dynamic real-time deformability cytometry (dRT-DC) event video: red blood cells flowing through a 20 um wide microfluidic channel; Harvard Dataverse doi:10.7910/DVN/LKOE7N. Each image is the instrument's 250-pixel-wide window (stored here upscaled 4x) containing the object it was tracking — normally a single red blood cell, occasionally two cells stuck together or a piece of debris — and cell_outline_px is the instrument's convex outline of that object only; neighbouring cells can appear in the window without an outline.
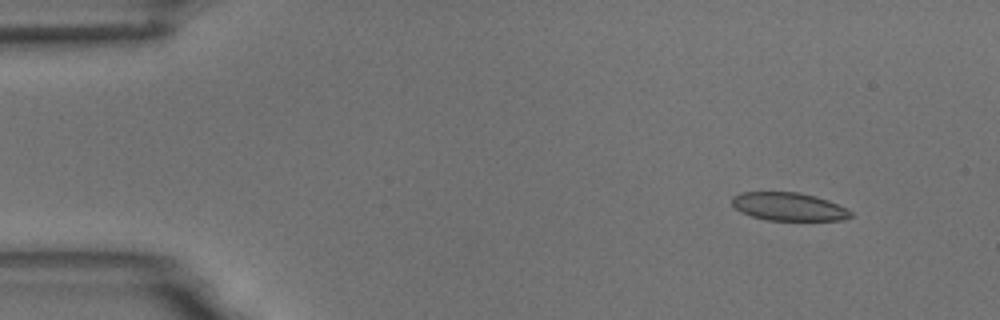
{"species": "common noctule bat (a hibernating species)", "species_latin": "Nyctalus noctula", "temperature_condition": "room temperature", "stored_images_in_passage": 6, "camera_frame_rate_fps": 3000, "um_per_image_px": 0.085, "animal": {"sex": "male", "body_mass_g": 18.8}, "frame": {"image": 1, "passage_image": 2, "time_ms": 1.0, "image_size_px": [1000, 320], "cell_outline_px": [[852, 216], [844, 220], [764, 220], [740, 212], [732, 204], [732, 196], [740, 192], [796, 192], [816, 196], [828, 200], [848, 208], [852, 212]], "centroid_in_image_um": [67.05, 17.56], "position_along_channel_um": 18.0, "area_um2": 19.59}}